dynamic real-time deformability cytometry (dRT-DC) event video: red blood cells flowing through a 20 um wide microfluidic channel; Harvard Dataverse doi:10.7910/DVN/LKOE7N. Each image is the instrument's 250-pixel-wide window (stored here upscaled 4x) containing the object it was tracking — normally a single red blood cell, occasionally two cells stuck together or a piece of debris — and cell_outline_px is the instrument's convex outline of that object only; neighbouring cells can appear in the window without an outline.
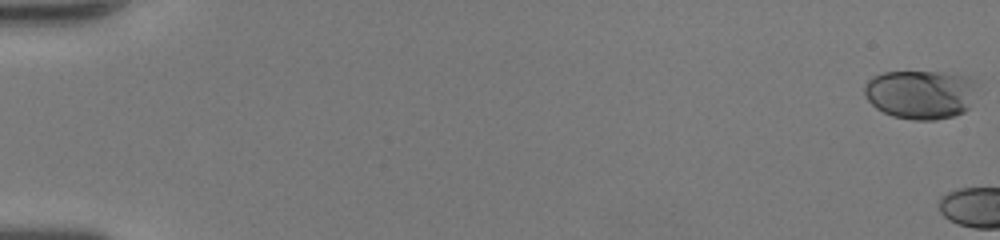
{"species": "human", "species_latin": "Homo sapiens", "temperature_condition": "room temperature", "stored_images_in_passage": 6, "camera_frame_rate_fps": 3000, "um_per_image_px": 0.085, "donor": {"sex": "female"}, "frame": {"image": 1, "passage_image": 1, "time_ms": 0.0, "image_size_px": [1000, 240], "cell_outline_px": [[980, 84], [968, 108], [964, 112], [952, 116], [936, 120], [912, 120], [892, 116], [876, 108], [864, 96], [864, 84], [872, 76], [884, 72], [940, 72], [972, 76], [980, 80]], "centroid_in_image_um": [78.3, 8.0], "position_along_channel_um": 6.7, "area_um2": 32.89}}